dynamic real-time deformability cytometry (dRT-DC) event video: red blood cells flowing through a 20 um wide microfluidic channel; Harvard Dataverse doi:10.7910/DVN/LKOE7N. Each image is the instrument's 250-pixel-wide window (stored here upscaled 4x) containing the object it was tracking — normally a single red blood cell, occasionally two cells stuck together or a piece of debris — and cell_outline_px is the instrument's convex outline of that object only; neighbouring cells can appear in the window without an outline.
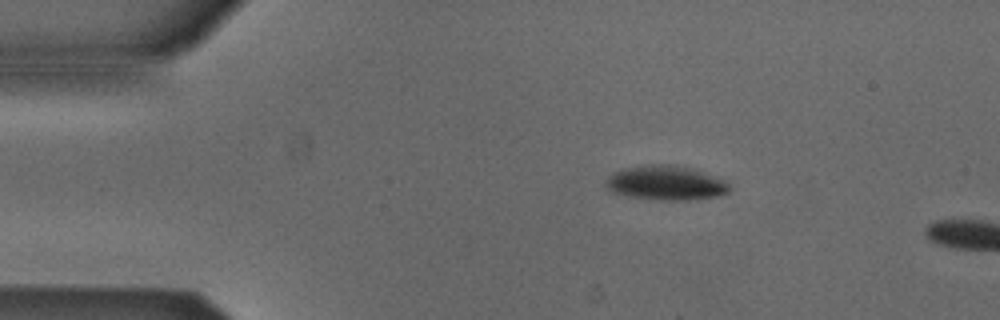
{"species": "Egyptian fruit bat (a non-hibernating species)", "species_latin": "Rousettus aegyptiacus", "temperature_condition": "cold", "stored_images_in_passage": 4, "camera_frame_rate_fps": 3000, "um_per_image_px": 0.085, "animal": {"sex": "male"}, "frame": {"image": 1, "passage_image": 1, "time_ms": 0.0, "image_size_px": [1000, 320], "cell_outline_px": [[732, 188], [728, 192], [720, 196], [696, 200], [660, 200], [632, 196], [612, 192], [604, 184], [604, 180], [612, 172], [624, 168], [648, 164], [676, 164], [692, 168], [716, 176], [724, 180]], "centroid_in_image_um": [56.62, 15.54], "position_along_channel_um": 28.4, "area_um2": 25.2}}